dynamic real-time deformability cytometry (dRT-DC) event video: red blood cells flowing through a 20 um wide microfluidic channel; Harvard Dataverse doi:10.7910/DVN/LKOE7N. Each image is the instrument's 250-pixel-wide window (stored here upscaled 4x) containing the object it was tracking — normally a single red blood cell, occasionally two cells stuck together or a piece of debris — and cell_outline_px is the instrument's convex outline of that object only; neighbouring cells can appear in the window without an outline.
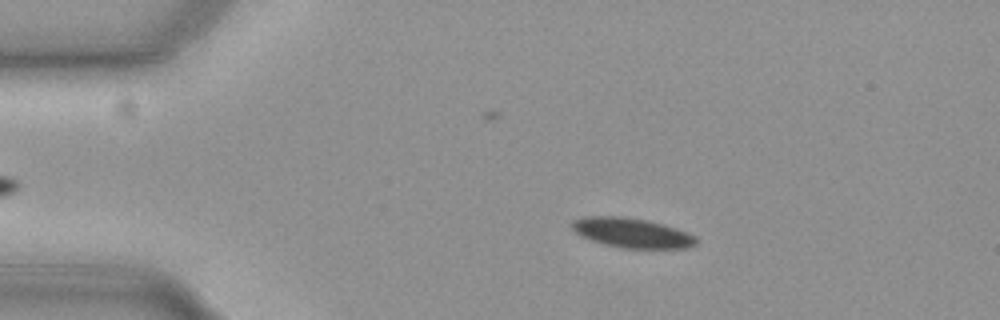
{"species": "common noctule bat (a hibernating species)", "species_latin": "Nyctalus noctula", "temperature_condition": "cold", "stored_images_in_passage": 48, "camera_frame_rate_fps": 3000, "um_per_image_px": 0.085, "animal": {"sex": "female", "body_mass_g": 19.3, "forearm_length_mm": 54.1}, "frame": {"image": 1, "passage_image": 10, "time_ms": 3.0, "image_size_px": [1000, 320], "cell_outline_px": [[696, 244], [688, 248], [620, 248], [604, 244], [580, 236], [572, 228], [572, 220], [584, 216], [624, 216], [648, 220], [664, 224], [688, 232], [696, 236]], "centroid_in_image_um": [53.71, 19.78], "position_along_channel_um": 31.3, "area_um2": 21.68}}
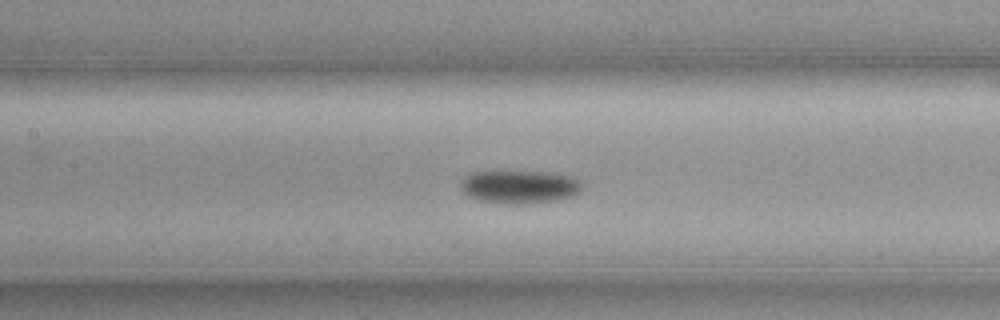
{"frame": {"image": 2, "passage_image": 25, "time_ms": 8.0, "image_size_px": [1000, 320], "cell_outline_px": [[584, 188], [580, 192], [572, 196], [556, 200], [516, 204], [476, 200], [468, 196], [460, 188], [460, 180], [464, 176], [472, 172], [556, 172], [576, 176], [580, 180]], "centroid_in_image_um": [44.2, 15.86], "position_along_channel_um": 163.2, "area_um2": 23.7}}
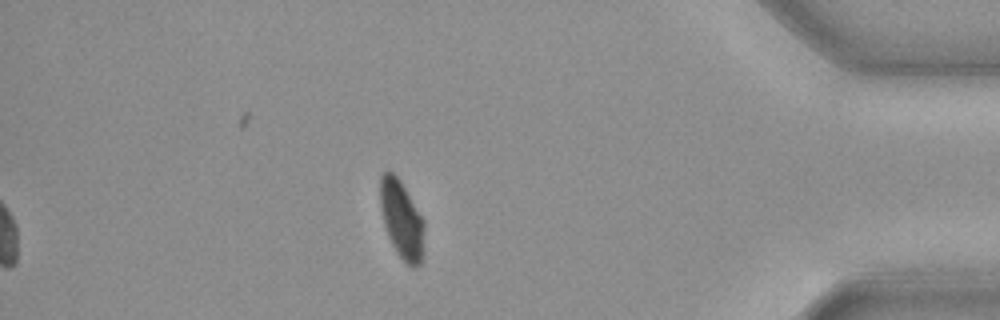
{"frame": {"image": 3, "passage_image": 48, "time_ms": 15.667, "image_size_px": [1000, 320], "cell_outline_px": [[424, 252], [420, 264], [416, 268], [412, 268], [396, 252], [388, 236], [384, 224], [380, 208], [380, 176], [384, 172], [392, 172], [400, 180], [424, 220]], "centroid_in_image_um": [34.15, 18.69], "position_along_channel_um": 401.0, "area_um2": 20.11}}